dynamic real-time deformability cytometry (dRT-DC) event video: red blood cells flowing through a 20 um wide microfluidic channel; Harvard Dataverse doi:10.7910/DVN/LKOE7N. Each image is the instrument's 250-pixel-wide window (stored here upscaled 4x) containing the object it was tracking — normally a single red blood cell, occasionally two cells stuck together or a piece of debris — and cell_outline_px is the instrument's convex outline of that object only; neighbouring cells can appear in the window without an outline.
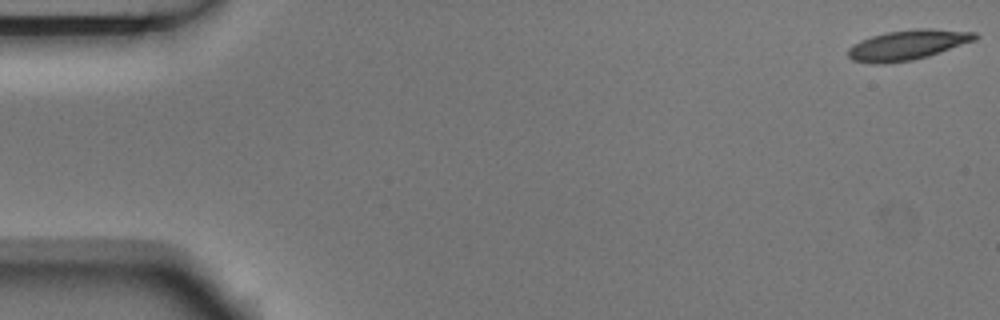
{"species": "Egyptian fruit bat (a non-hibernating species)", "species_latin": "Rousettus aegyptiacus", "temperature_condition": "room temperature", "stored_images_in_passage": 5, "camera_frame_rate_fps": 3000, "um_per_image_px": 0.085, "animal": {"sex": "male"}, "frame": {"image": 1, "passage_image": 1, "time_ms": 0.0, "image_size_px": [1000, 320], "cell_outline_px": [[980, 36], [976, 40], [928, 56], [912, 60], [884, 64], [876, 64], [852, 60], [848, 56], [848, 48], [852, 44], [860, 40], [872, 36], [888, 32], [916, 28], [932, 28], [976, 32]], "centroid_in_image_um": [77.16, 3.81], "position_along_channel_um": 7.8, "area_um2": 22.31}}
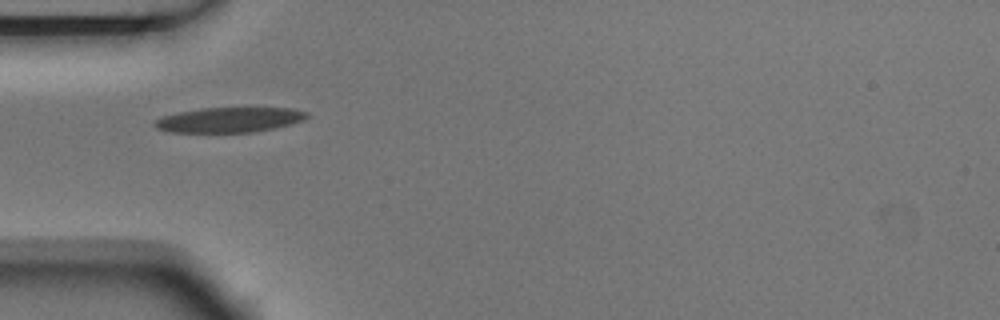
{"frame": {"image": 2, "passage_image": 5, "time_ms": 1.333, "image_size_px": [1000, 320], "cell_outline_px": [[308, 116], [304, 120], [256, 132], [168, 132], [156, 128], [152, 124], [156, 120], [164, 116], [180, 112], [200, 108], [292, 108], [308, 112]], "centroid_in_image_um": [19.48, 10.18], "position_along_channel_um": 65.5, "area_um2": 22.02}}